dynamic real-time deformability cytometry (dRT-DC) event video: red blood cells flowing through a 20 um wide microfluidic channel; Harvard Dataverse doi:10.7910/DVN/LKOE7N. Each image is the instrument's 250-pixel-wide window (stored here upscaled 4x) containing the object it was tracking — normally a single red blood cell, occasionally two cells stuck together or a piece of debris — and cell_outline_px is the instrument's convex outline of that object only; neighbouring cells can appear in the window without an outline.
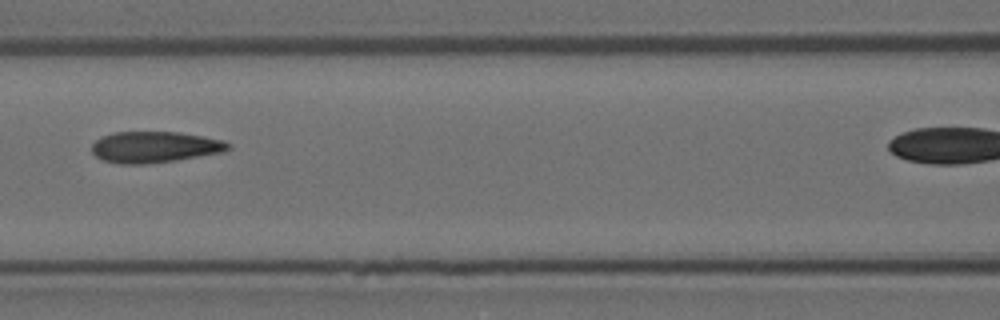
{"species": "Egyptian fruit bat (a non-hibernating species)", "species_latin": "Rousettus aegyptiacus", "temperature_condition": "room temperature", "stored_images_in_passage": 4, "segment_of_instrument_passage": [1, 2], "camera_frame_rate_fps": 3000, "um_per_image_px": 0.085, "animal": {"sex": "female"}, "frame": {"image": 1, "passage_image": 3, "time_ms": 0.667, "image_size_px": [1000, 320], "cell_outline_px": [[232, 148], [224, 152], [176, 160], [144, 164], [120, 164], [104, 160], [96, 156], [92, 152], [92, 144], [100, 136], [116, 132], [180, 132], [224, 140], [232, 144]], "centroid_in_image_um": [13.18, 12.49], "position_along_channel_um": 153.4, "area_um2": 24.91}}